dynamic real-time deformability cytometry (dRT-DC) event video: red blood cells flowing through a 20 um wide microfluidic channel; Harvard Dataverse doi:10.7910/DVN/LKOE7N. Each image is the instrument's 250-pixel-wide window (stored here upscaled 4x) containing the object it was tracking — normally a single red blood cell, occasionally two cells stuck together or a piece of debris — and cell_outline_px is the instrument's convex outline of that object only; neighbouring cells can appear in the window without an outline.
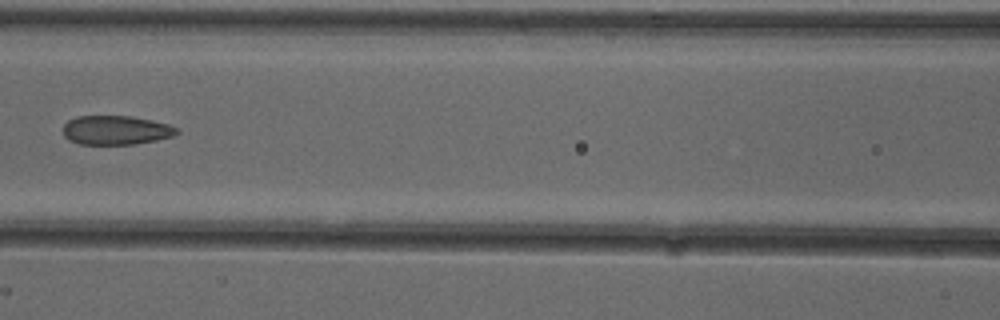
{"species": "common noctule bat (a hibernating species)", "species_latin": "Nyctalus noctula", "temperature_condition": "cold", "stored_images_in_passage": 7, "camera_frame_rate_fps": 3000, "um_per_image_px": 0.085, "animal": {"sex": "female"}, "frame": {"image": 1, "passage_image": 7, "time_ms": 2.0, "image_size_px": [1000, 320], "cell_outline_px": [[180, 132], [172, 136], [156, 140], [132, 144], [80, 144], [68, 140], [64, 136], [64, 124], [68, 120], [76, 116], [132, 116], [152, 120], [168, 124], [176, 128]], "centroid_in_image_um": [9.83, 11.06], "position_along_channel_um": 156.8, "area_um2": 19.25}}